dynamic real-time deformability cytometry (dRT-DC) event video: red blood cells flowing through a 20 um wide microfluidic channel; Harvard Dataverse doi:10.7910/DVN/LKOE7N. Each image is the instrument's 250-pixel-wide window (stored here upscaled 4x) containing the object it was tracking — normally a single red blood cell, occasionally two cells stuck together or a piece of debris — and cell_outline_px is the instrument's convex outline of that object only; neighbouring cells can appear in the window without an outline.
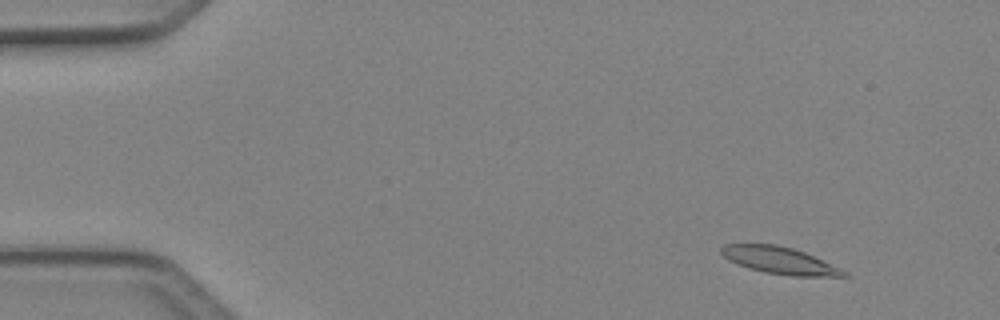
{"species": "Egyptian fruit bat (a non-hibernating species)", "species_latin": "Rousettus aegyptiacus", "temperature_condition": "cold", "stored_images_in_passage": 5, "camera_frame_rate_fps": 3000, "um_per_image_px": 0.085, "animal": {"sex": "female"}, "frame": {"image": 1, "passage_image": 2, "time_ms": 0.333, "image_size_px": [1000, 320], "cell_outline_px": [[852, 276], [792, 276], [764, 272], [748, 268], [728, 260], [720, 252], [720, 248], [724, 244], [776, 244], [792, 248], [804, 252], [840, 268], [848, 272]], "centroid_in_image_um": [66.26, 22.14], "position_along_channel_um": 18.7, "area_um2": 19.19}}
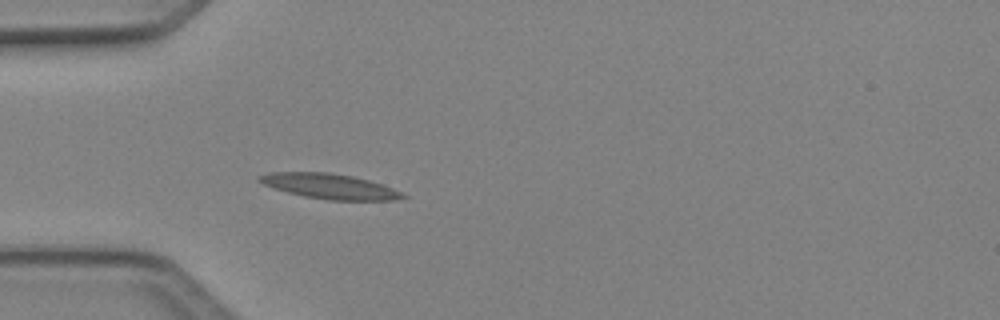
{"frame": {"image": 2, "passage_image": 5, "time_ms": 1.333, "image_size_px": [1000, 320], "cell_outline_px": [[408, 196], [392, 200], [328, 200], [304, 196], [288, 192], [264, 184], [256, 180], [256, 176], [268, 172], [328, 172], [352, 176], [368, 180], [392, 188]], "centroid_in_image_um": [27.96, 15.82], "position_along_channel_um": 57.0, "area_um2": 20.75}}